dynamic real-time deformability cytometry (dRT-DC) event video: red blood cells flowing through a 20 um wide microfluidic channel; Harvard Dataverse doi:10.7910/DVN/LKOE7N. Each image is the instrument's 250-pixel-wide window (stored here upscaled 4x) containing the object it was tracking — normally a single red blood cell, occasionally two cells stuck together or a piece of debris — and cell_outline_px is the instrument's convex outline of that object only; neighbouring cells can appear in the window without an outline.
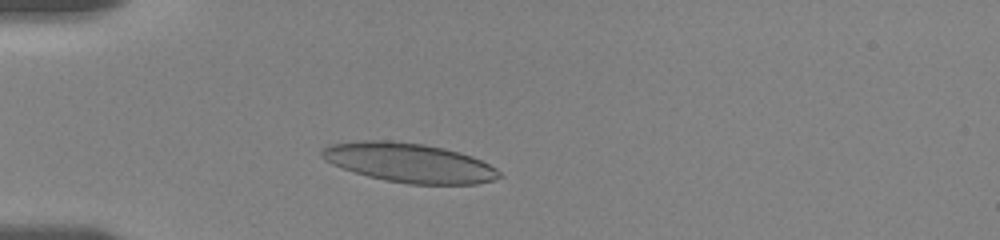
{"species": "human", "species_latin": "Homo sapiens", "temperature_condition": "room temperature", "stored_images_in_passage": 24, "camera_frame_rate_fps": 3000, "um_per_image_px": 0.085, "donor": {"sex": "female"}, "frame": {"image": 1, "passage_image": 14, "time_ms": 3.0, "image_size_px": [1000, 240], "cell_outline_px": [[504, 176], [492, 180], [476, 184], [408, 184], [384, 180], [368, 176], [332, 164], [324, 160], [320, 156], [320, 152], [324, 148], [332, 144], [360, 140], [384, 140], [424, 144], [444, 148], [460, 152], [472, 156], [496, 168]], "centroid_in_image_um": [34.79, 13.83], "position_along_channel_um": 50.2, "area_um2": 40.52}}
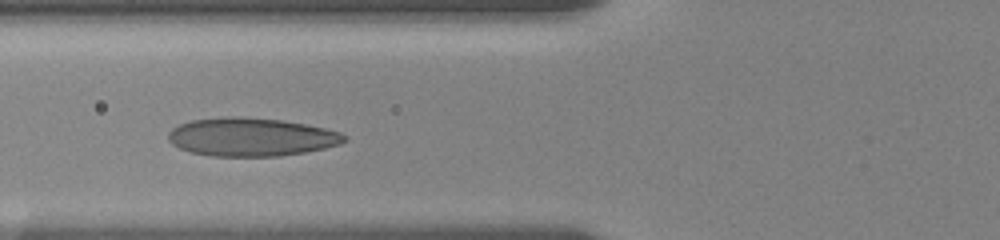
{"frame": {"image": 2, "passage_image": 23, "time_ms": 5.0, "image_size_px": [1000, 240], "cell_outline_px": [[348, 140], [340, 144], [324, 148], [304, 152], [280, 156], [212, 156], [192, 152], [180, 148], [172, 144], [168, 140], [168, 132], [172, 128], [180, 124], [192, 120], [224, 116], [240, 116], [284, 120], [324, 128], [340, 132], [348, 136]], "centroid_in_image_um": [21.36, 11.64], "position_along_channel_um": 104.4, "area_um2": 39.48}}